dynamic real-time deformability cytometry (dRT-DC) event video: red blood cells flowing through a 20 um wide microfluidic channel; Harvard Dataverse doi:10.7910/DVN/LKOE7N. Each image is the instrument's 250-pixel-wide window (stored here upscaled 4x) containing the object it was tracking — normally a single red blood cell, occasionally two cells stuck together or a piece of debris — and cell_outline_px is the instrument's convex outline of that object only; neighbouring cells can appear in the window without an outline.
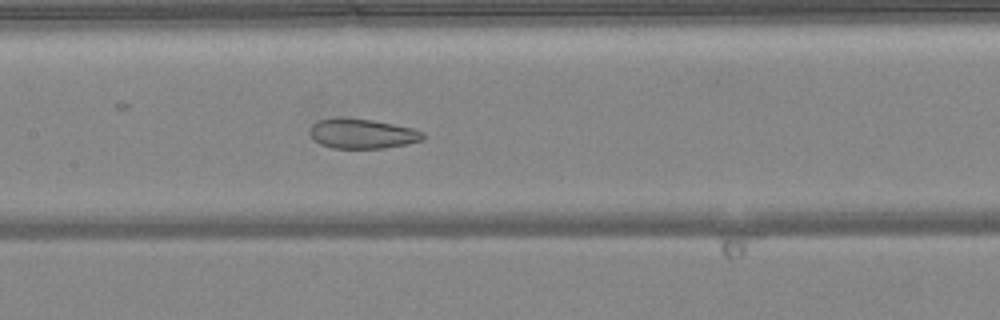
{"species": "common noctule bat (a hibernating species)", "species_latin": "Nyctalus noctula", "temperature_condition": "warm", "stored_images_in_passage": 41, "camera_frame_rate_fps": 3000, "um_per_image_px": 0.085, "animal": {"sex": "female", "body_mass_g": 24.6, "forearm_length_mm": 56.2}, "frame": {"image": 1, "passage_image": 24, "time_ms": 7.667, "image_size_px": [1000, 320], "cell_outline_px": [[424, 140], [384, 148], [332, 148], [320, 144], [312, 140], [308, 132], [312, 124], [316, 120], [332, 116], [344, 116], [372, 120], [416, 128], [424, 132]], "centroid_in_image_um": [30.73, 11.33], "position_along_channel_um": 176.7, "area_um2": 20.29}}
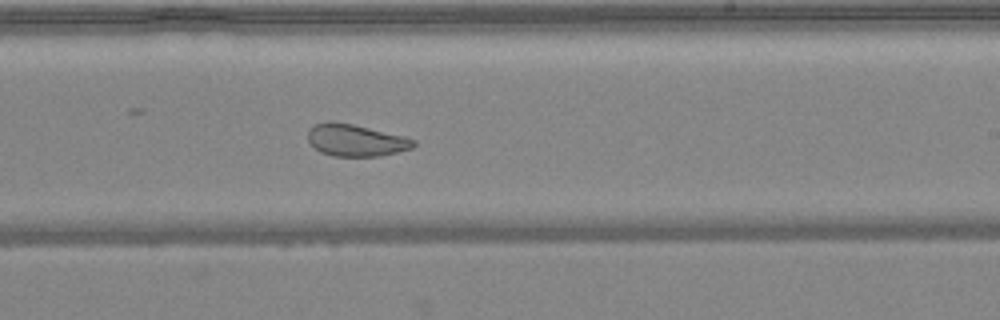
{"frame": {"image": 2, "passage_image": 30, "time_ms": 9.667, "image_size_px": [1000, 320], "cell_outline_px": [[416, 144], [412, 148], [380, 156], [332, 156], [320, 152], [308, 140], [308, 128], [316, 124], [328, 120], [352, 124], [404, 136], [416, 140]], "centroid_in_image_um": [30.22, 11.92], "position_along_channel_um": 258.8, "area_um2": 19.65}}
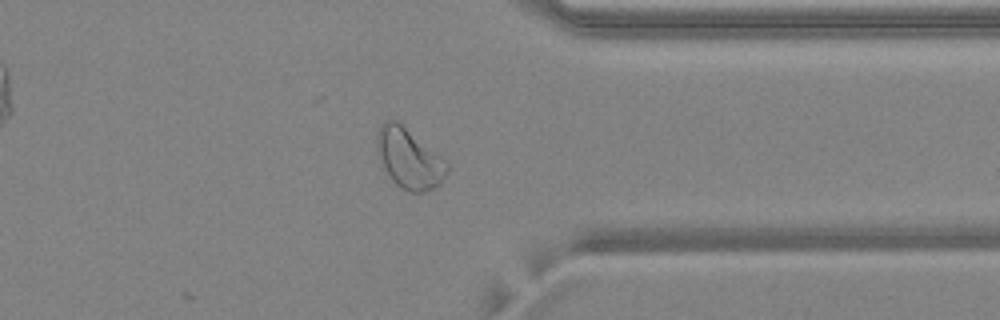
{"frame": {"image": 3, "passage_image": 39, "time_ms": 12.667, "image_size_px": [1000, 320], "cell_outline_px": [[452, 164], [448, 172], [440, 184], [424, 192], [408, 192], [400, 188], [392, 180], [384, 168], [376, 148], [376, 136], [384, 120], [396, 120]], "centroid_in_image_um": [34.81, 13.49], "position_along_channel_um": 376.6, "area_um2": 24.62}, "authors_computed_cell_mechanics": {"area_um2": 22.7732, "velocity_mm_per_s": 4.1307, "shape_relaxation_time_tau1_ms": null, "shape_relaxation_time_tau2_ms": 1.5688, "deformation_change_tau1": null, "deformation_change_tau2": 0.0803}}